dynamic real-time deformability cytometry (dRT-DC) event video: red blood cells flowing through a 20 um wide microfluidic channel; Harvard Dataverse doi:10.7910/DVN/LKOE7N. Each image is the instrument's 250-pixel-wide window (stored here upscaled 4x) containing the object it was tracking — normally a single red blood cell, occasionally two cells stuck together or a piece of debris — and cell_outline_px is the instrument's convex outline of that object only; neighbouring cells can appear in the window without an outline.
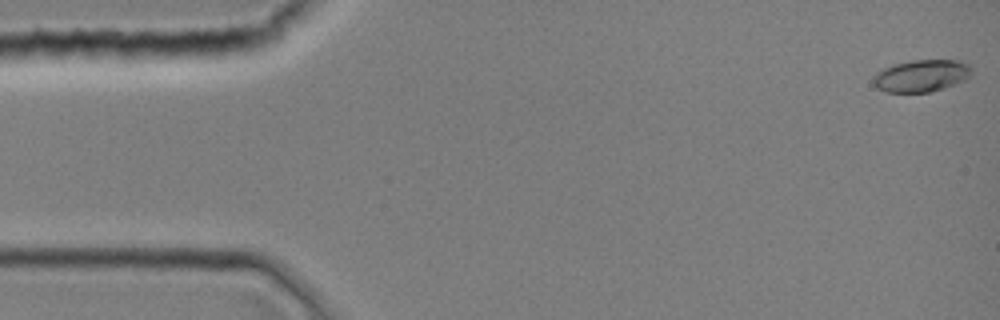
{"species": "common noctule bat (a hibernating species)", "species_latin": "Nyctalus noctula", "temperature_condition": "room temperature", "stored_images_in_passage": 10, "camera_frame_rate_fps": 3000, "um_per_image_px": 0.085, "animal": {"sex": "female", "body_mass_g": 19.0, "forearm_length_mm": 51.5}, "frame": {"image": 1, "passage_image": 1, "time_ms": 0.0, "image_size_px": [1000, 320], "cell_outline_px": [[972, 76], [964, 80], [944, 88], [928, 92], [884, 92], [876, 88], [872, 84], [872, 76], [876, 72], [892, 64], [912, 60], [956, 60], [968, 64], [972, 68]], "centroid_in_image_um": [78.28, 6.44], "position_along_channel_um": 6.7, "area_um2": 18.67}}
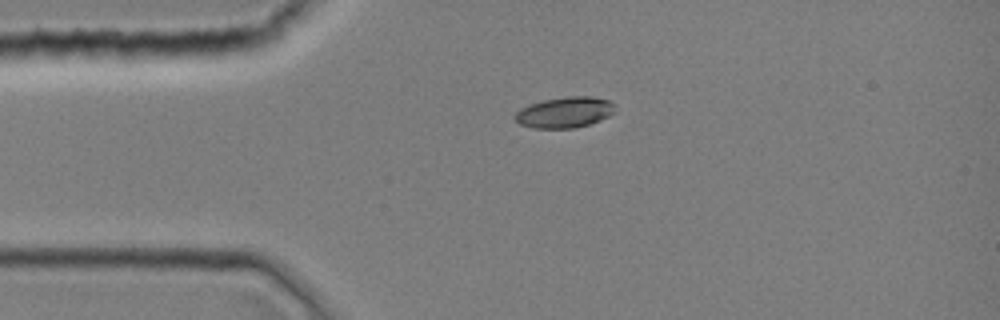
{"frame": {"image": 2, "passage_image": 9, "time_ms": 2.667, "image_size_px": [1000, 320], "cell_outline_px": [[616, 112], [600, 120], [588, 124], [572, 128], [532, 128], [520, 124], [516, 120], [516, 112], [520, 108], [544, 100], [568, 96], [592, 96], [608, 100], [616, 104]], "centroid_in_image_um": [48.05, 9.54], "position_along_channel_um": 37.0, "area_um2": 17.92}}